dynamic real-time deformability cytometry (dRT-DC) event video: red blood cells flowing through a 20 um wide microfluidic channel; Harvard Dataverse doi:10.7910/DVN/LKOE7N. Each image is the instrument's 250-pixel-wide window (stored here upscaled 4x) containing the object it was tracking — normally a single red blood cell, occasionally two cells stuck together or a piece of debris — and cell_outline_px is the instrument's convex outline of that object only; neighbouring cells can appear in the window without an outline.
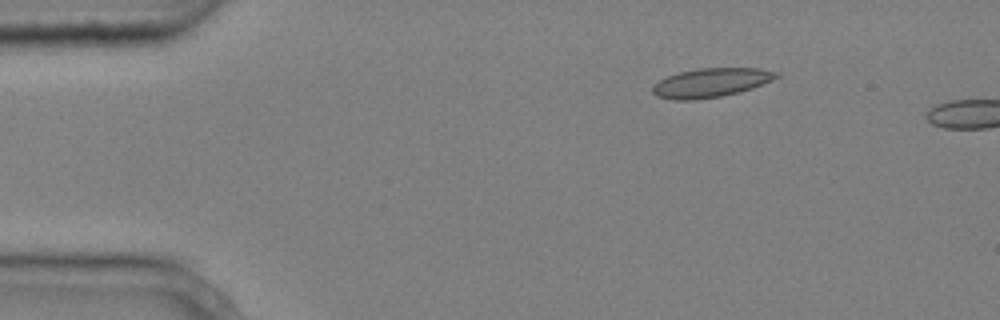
{"species": "common noctule bat (a hibernating species)", "species_latin": "Nyctalus noctula", "temperature_condition": "cold", "stored_images_in_passage": 2, "camera_frame_rate_fps": 3000, "um_per_image_px": 0.085, "animal": {"sex": "male", "body_mass_g": 20.4}, "frame": {"image": 1, "passage_image": 1, "time_ms": 0.0, "image_size_px": [1000, 320], "cell_outline_px": [[780, 76], [772, 80], [752, 88], [740, 92], [720, 96], [696, 100], [672, 100], [656, 96], [652, 92], [652, 88], [660, 80], [668, 76], [680, 72], [696, 68], [760, 68], [780, 72]], "centroid_in_image_um": [60.45, 7.03], "position_along_channel_um": 24.5, "area_um2": 20.98}}